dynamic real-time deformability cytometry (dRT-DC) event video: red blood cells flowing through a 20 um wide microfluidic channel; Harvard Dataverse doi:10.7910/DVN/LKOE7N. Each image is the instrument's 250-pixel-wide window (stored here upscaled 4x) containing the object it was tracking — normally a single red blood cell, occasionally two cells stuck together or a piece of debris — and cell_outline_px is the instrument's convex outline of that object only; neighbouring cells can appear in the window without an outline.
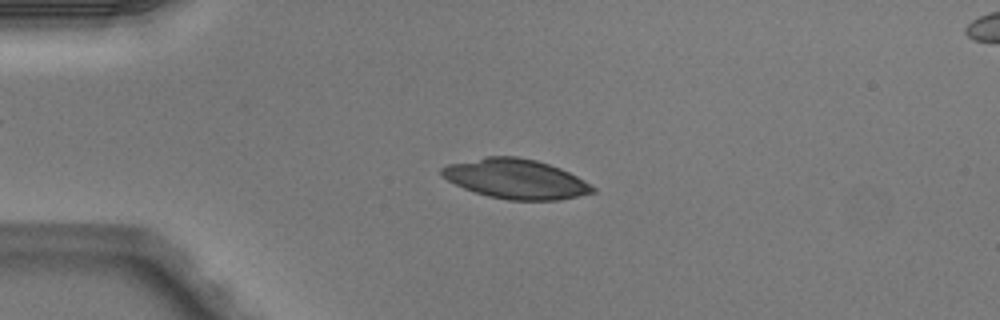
{"species": "Egyptian fruit bat (a non-hibernating species)", "species_latin": "Rousettus aegyptiacus", "temperature_condition": "warm", "stored_images_in_passage": 50, "camera_frame_rate_fps": 3000, "um_per_image_px": 0.085, "animal": {"sex": "male"}, "frame": {"image": 1, "passage_image": 12, "time_ms": 3.667, "image_size_px": [1000, 320], "cell_outline_px": [[596, 192], [556, 200], [508, 200], [488, 196], [464, 188], [448, 180], [440, 172], [440, 168], [448, 164], [488, 156], [516, 156], [536, 160], [560, 168], [576, 176], [596, 188]], "centroid_in_image_um": [43.83, 15.2], "position_along_channel_um": 41.2, "area_um2": 34.51}}
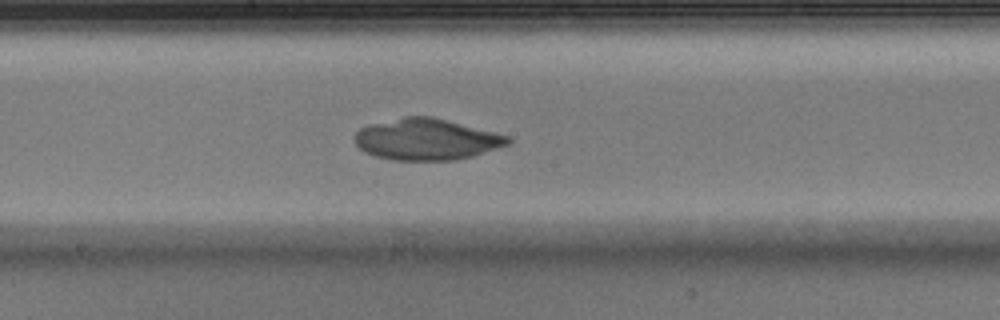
{"frame": {"image": 2, "passage_image": 27, "time_ms": 8.667, "image_size_px": [1000, 320], "cell_outline_px": [[512, 140], [508, 144], [472, 156], [456, 160], [392, 160], [376, 156], [364, 152], [356, 144], [356, 132], [360, 128], [368, 124], [404, 116], [432, 116], [512, 136]], "centroid_in_image_um": [36.26, 11.83], "position_along_channel_um": 211.9, "area_um2": 36.99}}
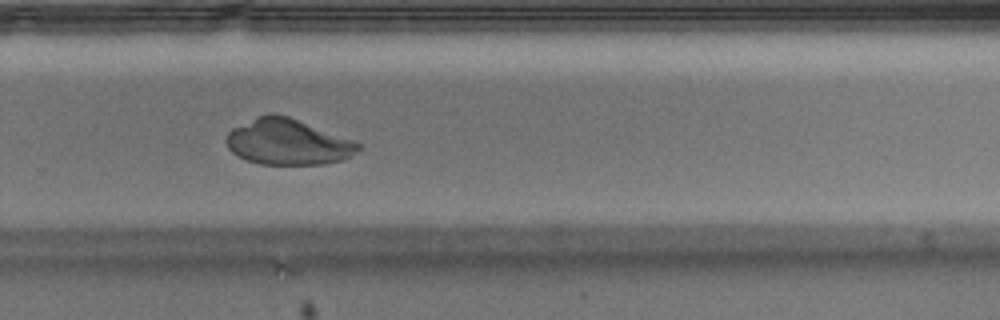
{"frame": {"image": 3, "passage_image": 34, "time_ms": 11.0, "image_size_px": [1000, 320], "cell_outline_px": [[364, 144], [360, 148], [344, 160], [324, 164], [260, 164], [244, 160], [232, 152], [228, 148], [224, 140], [228, 132], [232, 128], [260, 116], [288, 116]], "centroid_in_image_um": [24.46, 12.1], "position_along_channel_um": 305.3, "area_um2": 34.8}}